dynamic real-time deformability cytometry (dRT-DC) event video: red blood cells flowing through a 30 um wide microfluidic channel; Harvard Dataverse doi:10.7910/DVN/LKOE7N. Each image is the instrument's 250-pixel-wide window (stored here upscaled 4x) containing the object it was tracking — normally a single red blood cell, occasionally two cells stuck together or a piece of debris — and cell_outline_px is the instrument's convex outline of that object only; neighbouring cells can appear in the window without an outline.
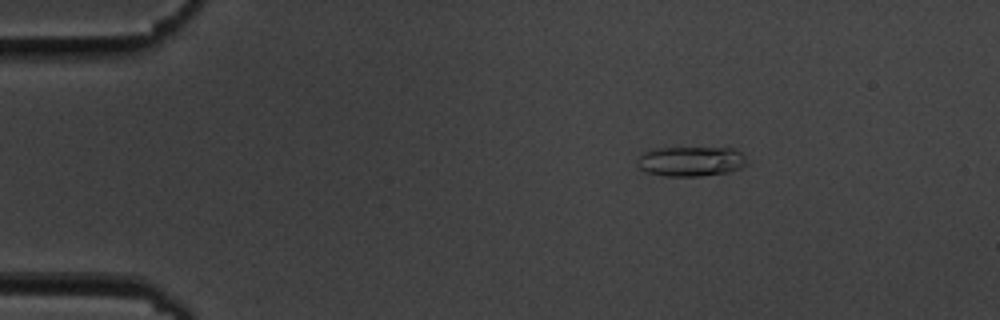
{"species": "common noctule bat (a hibernating species)", "species_latin": "Nyctalus noctula", "temperature_condition": "cold", "stored_images_in_passage": 48, "camera_frame_rate_fps": 3000, "um_per_image_px": 0.085, "animal": {"sex": "male", "body_mass_g": 19.5, "forearm_length_mm": 54.6}, "frame": {"image": 1, "passage_image": 1, "time_ms": 0.0, "image_size_px": [1000, 320], "cell_outline_px": [[748, 164], [732, 172], [700, 176], [664, 176], [648, 172], [640, 168], [636, 164], [636, 160], [644, 152], [652, 148], [732, 148], [740, 152], [744, 156]], "centroid_in_image_um": [58.73, 13.72], "position_along_channel_um": 26.3, "area_um2": 19.19}}
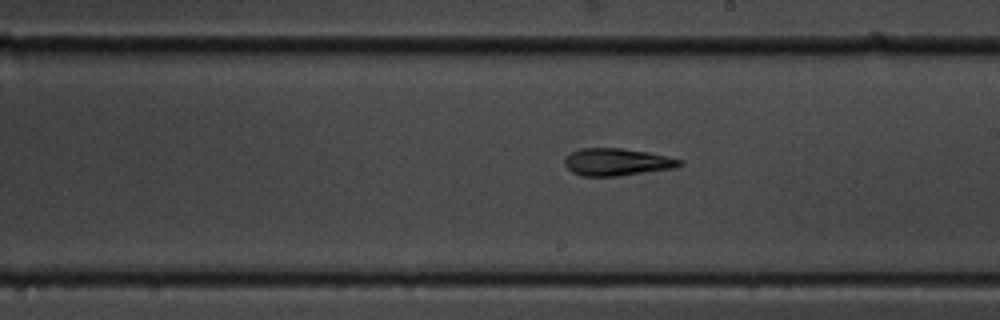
{"frame": {"image": 2, "passage_image": 24, "time_ms": 7.667, "image_size_px": [1000, 320], "cell_outline_px": [[684, 164], [676, 168], [620, 176], [580, 176], [572, 172], [564, 164], [564, 160], [572, 152], [580, 148], [620, 148], [648, 152], [668, 156], [684, 160]], "centroid_in_image_um": [52.49, 13.78], "position_along_channel_um": 236.5, "area_um2": 18.5}}
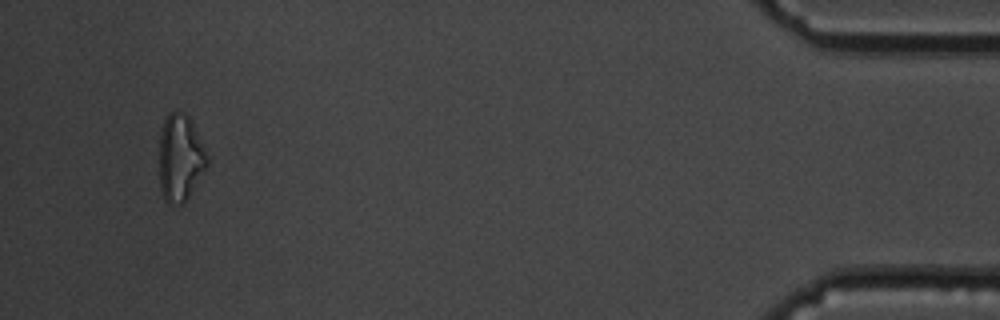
{"frame": {"image": 3, "passage_image": 45, "time_ms": 14.667, "image_size_px": [1000, 320], "cell_outline_px": [[208, 164], [184, 204], [168, 204], [164, 200], [160, 188], [160, 132], [164, 120], [168, 112], [184, 112], [188, 116], [208, 156]], "centroid_in_image_um": [15.3, 13.44], "position_along_channel_um": 419.9, "area_um2": 24.04}, "authors_computed_cell_mechanics": {"area_um2": 18.6116, "velocity_mm_per_s": 3.6338, "shape_relaxation_time_tau1_ms": 8.9083, "shape_relaxation_time_tau2_ms": 5.1784, "deformation_change_tau1": 0.2065, "deformation_change_tau2": 0.1476}}